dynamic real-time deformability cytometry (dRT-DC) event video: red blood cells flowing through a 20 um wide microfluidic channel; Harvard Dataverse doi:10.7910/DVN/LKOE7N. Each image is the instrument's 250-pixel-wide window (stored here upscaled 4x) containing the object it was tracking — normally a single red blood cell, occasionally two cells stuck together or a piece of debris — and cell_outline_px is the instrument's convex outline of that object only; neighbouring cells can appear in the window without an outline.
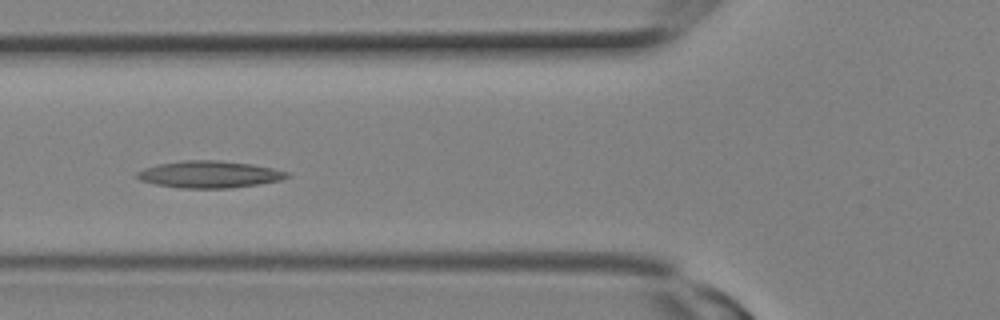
{"species": "Egyptian fruit bat (a non-hibernating species)", "species_latin": "Rousettus aegyptiacus", "temperature_condition": "room temperature", "stored_images_in_passage": 16, "camera_frame_rate_fps": 3000, "um_per_image_px": 0.085, "animal": {"sex": "female"}, "frame": {"image": 1, "passage_image": 10, "time_ms": 3.0, "image_size_px": [1000, 320], "cell_outline_px": [[292, 176], [280, 180], [256, 184], [228, 188], [180, 188], [156, 184], [140, 180], [136, 176], [136, 172], [144, 168], [160, 164], [184, 160], [220, 160], [252, 164], [272, 168], [288, 172]], "centroid_in_image_um": [17.8, 14.81], "position_along_channel_um": 108.0, "area_um2": 23.41}}
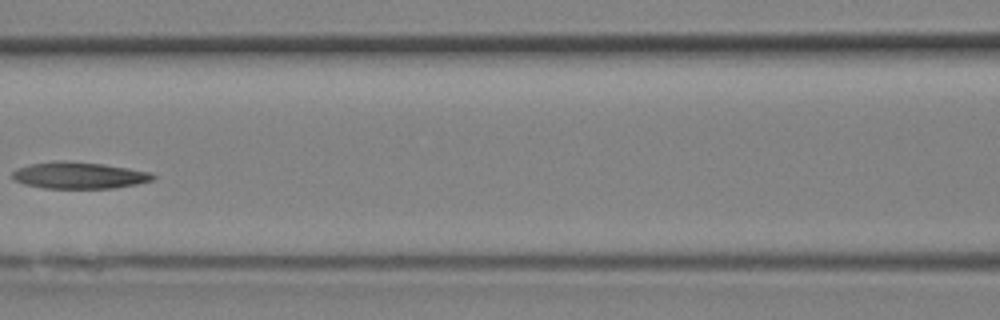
{"frame": {"image": 2, "passage_image": 12, "time_ms": 3.667, "image_size_px": [1000, 320], "cell_outline_px": [[156, 176], [152, 180], [136, 184], [112, 188], [44, 188], [24, 184], [16, 180], [12, 176], [12, 172], [16, 168], [28, 164], [52, 160], [68, 160], [104, 164], [152, 172]], "centroid_in_image_um": [6.69, 14.88], "position_along_channel_um": 159.9, "area_um2": 22.02}}